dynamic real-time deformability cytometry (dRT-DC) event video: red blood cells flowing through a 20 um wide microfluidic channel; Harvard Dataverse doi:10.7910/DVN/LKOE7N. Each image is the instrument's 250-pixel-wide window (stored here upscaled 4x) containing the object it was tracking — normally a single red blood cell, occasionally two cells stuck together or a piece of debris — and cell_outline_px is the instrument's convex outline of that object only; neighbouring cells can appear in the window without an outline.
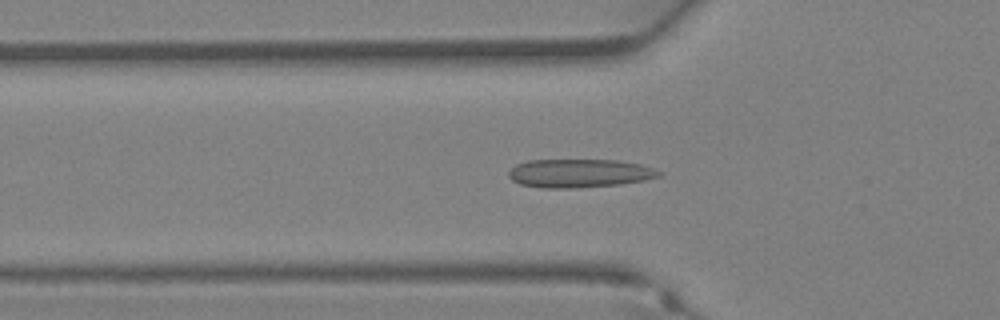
{"species": "Egyptian fruit bat (a non-hibernating species)", "species_latin": "Rousettus aegyptiacus", "temperature_condition": "warm", "stored_images_in_passage": 36, "camera_frame_rate_fps": 3000, "um_per_image_px": 0.085, "animal": {"sex": "female"}, "frame": {"image": 1, "passage_image": 11, "time_ms": 3.333, "image_size_px": [1000, 320], "cell_outline_px": [[664, 172], [660, 176], [644, 180], [620, 184], [576, 188], [540, 188], [520, 184], [512, 180], [508, 176], [508, 172], [516, 164], [528, 160], [620, 160], [640, 164]], "centroid_in_image_um": [49.24, 14.73], "position_along_channel_um": 76.6, "area_um2": 25.09}}
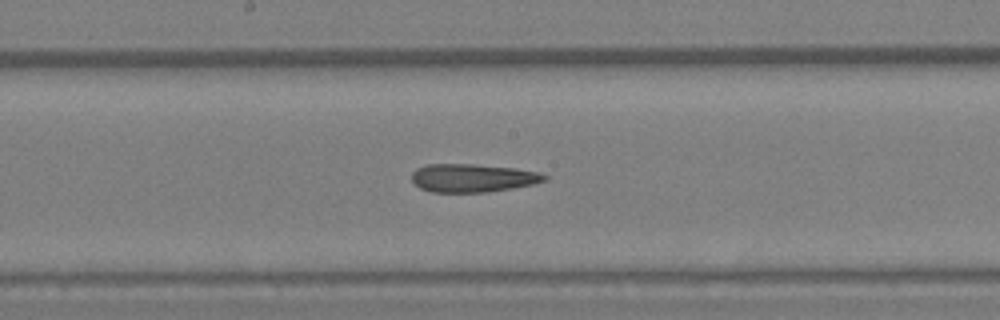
{"frame": {"image": 2, "passage_image": 18, "time_ms": 5.667, "image_size_px": [1000, 320], "cell_outline_px": [[548, 180], [532, 184], [512, 188], [488, 192], [432, 192], [420, 188], [412, 180], [412, 172], [416, 168], [428, 164], [472, 164], [516, 168], [540, 172], [548, 176]], "centroid_in_image_um": [40.19, 15.12], "position_along_channel_um": 208.0, "area_um2": 21.91}}
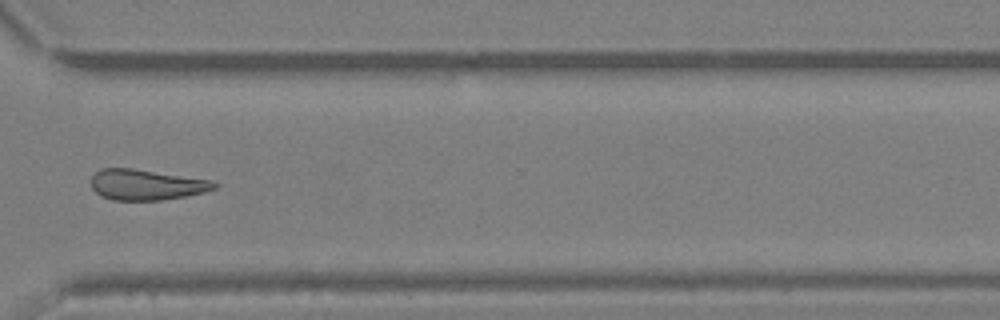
{"frame": {"image": 3, "passage_image": 26, "time_ms": 8.333, "image_size_px": [1000, 320], "cell_outline_px": [[220, 184], [216, 188], [204, 192], [184, 196], [160, 200], [112, 200], [100, 196], [92, 188], [92, 176], [100, 168], [132, 168], [212, 180]], "centroid_in_image_um": [12.44, 15.7], "position_along_channel_um": 358.2, "area_um2": 21.96}}